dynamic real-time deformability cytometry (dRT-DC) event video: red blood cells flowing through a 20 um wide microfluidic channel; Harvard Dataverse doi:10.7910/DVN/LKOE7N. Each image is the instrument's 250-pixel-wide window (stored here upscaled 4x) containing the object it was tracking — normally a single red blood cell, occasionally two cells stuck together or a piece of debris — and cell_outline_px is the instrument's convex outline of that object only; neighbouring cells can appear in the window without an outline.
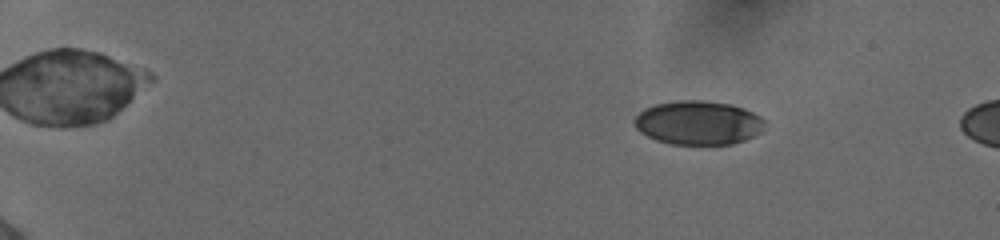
{"species": "human", "species_latin": "Homo sapiens", "temperature_condition": "cold", "stored_images_in_passage": 16, "camera_frame_rate_fps": 3000, "um_per_image_px": 0.085, "donor": {"sex": "female"}, "frame": {"image": 1, "passage_image": 10, "time_ms": 3.0, "image_size_px": [1000, 240], "cell_outline_px": [[764, 124], [760, 132], [744, 140], [732, 144], [672, 144], [656, 140], [640, 132], [636, 128], [632, 120], [644, 108], [656, 104], [680, 100], [704, 100], [732, 104], [744, 108], [760, 116], [764, 120]], "centroid_in_image_um": [59.33, 10.42], "position_along_channel_um": 25.7, "area_um2": 33.35}}